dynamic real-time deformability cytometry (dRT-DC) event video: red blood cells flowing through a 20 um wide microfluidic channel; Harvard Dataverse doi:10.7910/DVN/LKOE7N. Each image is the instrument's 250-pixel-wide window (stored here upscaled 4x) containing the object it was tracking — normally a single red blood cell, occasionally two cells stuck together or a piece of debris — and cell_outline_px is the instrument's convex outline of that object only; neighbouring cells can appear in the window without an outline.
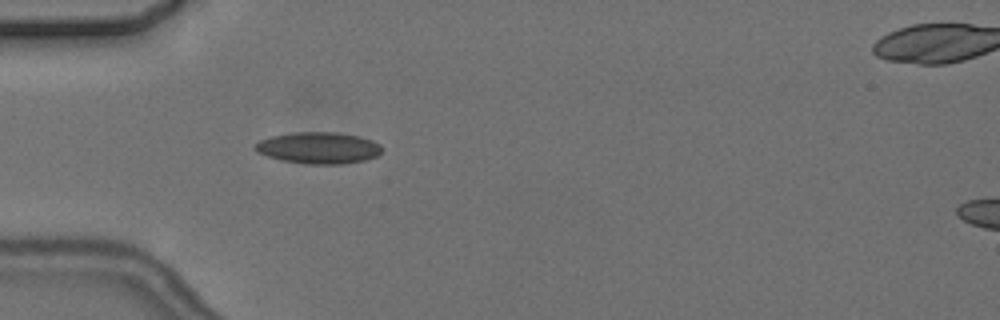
{"species": "common noctule bat (a hibernating species)", "species_latin": "Nyctalus noctula", "temperature_condition": "cold", "stored_images_in_passage": 6, "camera_frame_rate_fps": 3000, "um_per_image_px": 0.085, "animal": {"sex": "female", "body_mass_g": 24.6, "forearm_length_mm": 56.2}, "frame": {"image": 1, "passage_image": 5, "time_ms": 5.667, "image_size_px": [1000, 320], "cell_outline_px": [[384, 148], [376, 156], [364, 160], [340, 164], [304, 164], [280, 160], [256, 152], [252, 148], [260, 140], [272, 136], [296, 132], [336, 132], [356, 136], [372, 140], [380, 144]], "centroid_in_image_um": [27.06, 12.57], "position_along_channel_um": 57.9, "area_um2": 23.29}}